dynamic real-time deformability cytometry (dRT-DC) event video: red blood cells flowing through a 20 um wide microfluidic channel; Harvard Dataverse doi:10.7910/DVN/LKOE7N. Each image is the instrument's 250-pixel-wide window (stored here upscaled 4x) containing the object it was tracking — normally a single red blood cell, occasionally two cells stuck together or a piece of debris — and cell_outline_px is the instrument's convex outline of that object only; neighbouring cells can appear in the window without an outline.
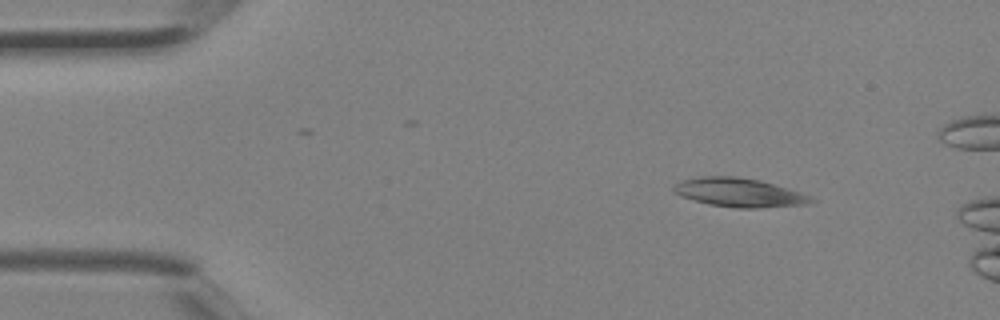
{"species": "Egyptian fruit bat (a non-hibernating species)", "species_latin": "Rousettus aegyptiacus", "temperature_condition": "room temperature", "stored_images_in_passage": 3, "camera_frame_rate_fps": 3000, "um_per_image_px": 0.085, "animal": {"sex": "female"}, "frame": {"image": 1, "passage_image": 3, "time_ms": 0.667, "image_size_px": [1000, 320], "cell_outline_px": [[816, 200], [808, 204], [756, 208], [736, 208], [708, 204], [680, 196], [672, 188], [680, 180], [700, 176], [736, 176], [760, 180], [800, 192], [812, 196]], "centroid_in_image_um": [62.83, 16.36], "position_along_channel_um": 22.2, "area_um2": 23.06}}